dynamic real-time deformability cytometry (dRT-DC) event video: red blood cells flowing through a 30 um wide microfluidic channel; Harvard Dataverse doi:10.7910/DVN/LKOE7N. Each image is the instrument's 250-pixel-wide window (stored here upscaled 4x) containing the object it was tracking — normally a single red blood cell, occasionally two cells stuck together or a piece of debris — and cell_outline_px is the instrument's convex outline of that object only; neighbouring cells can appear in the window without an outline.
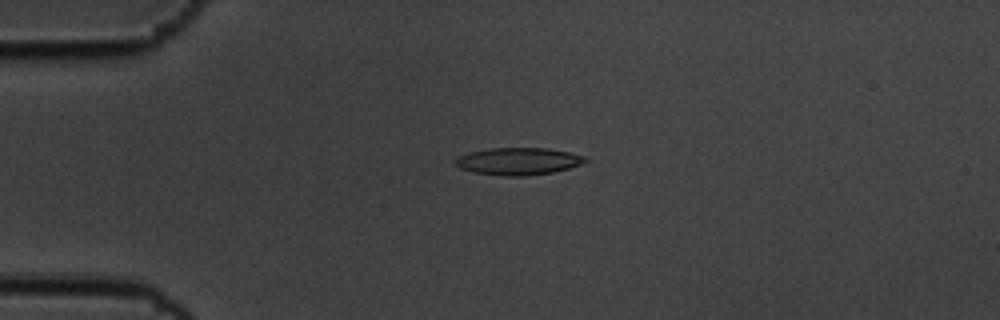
{"species": "common noctule bat (a hibernating species)", "species_latin": "Nyctalus noctula", "temperature_condition": "cold", "stored_images_in_passage": 58, "camera_frame_rate_fps": 3000, "um_per_image_px": 0.085, "animal": {"sex": "male", "body_mass_g": 19.5, "forearm_length_mm": 54.6}, "frame": {"image": 1, "passage_image": 14, "time_ms": 4.333, "image_size_px": [1000, 320], "cell_outline_px": [[588, 160], [580, 164], [568, 168], [552, 172], [524, 176], [504, 176], [472, 172], [460, 168], [456, 164], [456, 160], [460, 156], [468, 152], [492, 148], [544, 148], [568, 152], [584, 156]], "centroid_in_image_um": [44.04, 13.71], "position_along_channel_um": 41.0, "area_um2": 20.35}}
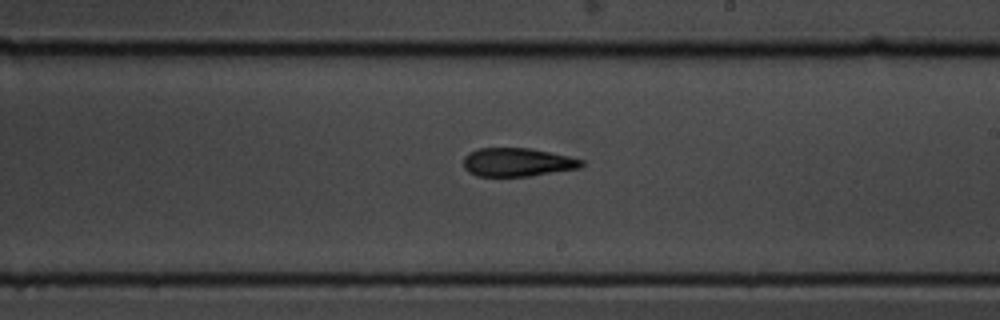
{"frame": {"image": 2, "passage_image": 34, "time_ms": 11.0, "image_size_px": [1000, 320], "cell_outline_px": [[584, 164], [580, 168], [532, 176], [476, 176], [468, 172], [464, 168], [464, 156], [468, 152], [480, 148], [532, 148], [568, 156], [584, 160]], "centroid_in_image_um": [43.98, 13.79], "position_along_channel_um": 245.0, "area_um2": 19.77}}
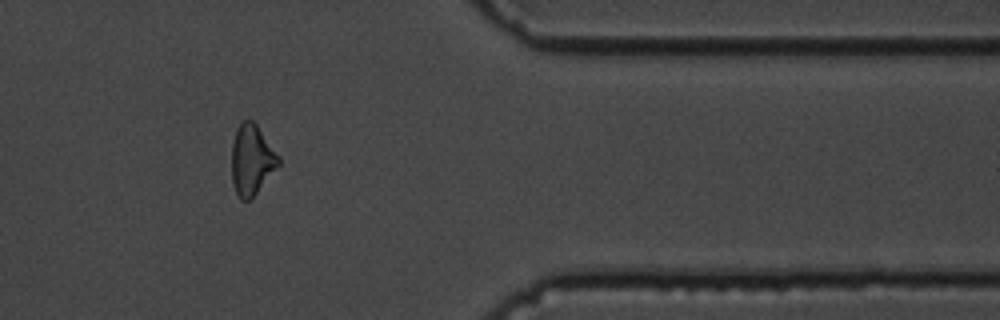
{"frame": {"image": 3, "passage_image": 48, "time_ms": 15.667, "image_size_px": [1000, 320], "cell_outline_px": [[280, 164], [256, 192], [248, 200], [240, 200], [232, 184], [232, 144], [236, 132], [240, 124], [244, 120], [252, 120], [256, 124], [280, 156]], "centroid_in_image_um": [21.4, 13.58], "position_along_channel_um": 390.0, "area_um2": 18.9}, "authors_computed_cell_mechanics": {"area_um2": 19.8254, "velocity_mm_per_s": 3.4878, "shape_relaxation_time_tau1_ms": 9.5855, "shape_relaxation_time_tau2_ms": 5.964, "deformation_change_tau1": 0.2171, "deformation_change_tau2": 0.1648}}